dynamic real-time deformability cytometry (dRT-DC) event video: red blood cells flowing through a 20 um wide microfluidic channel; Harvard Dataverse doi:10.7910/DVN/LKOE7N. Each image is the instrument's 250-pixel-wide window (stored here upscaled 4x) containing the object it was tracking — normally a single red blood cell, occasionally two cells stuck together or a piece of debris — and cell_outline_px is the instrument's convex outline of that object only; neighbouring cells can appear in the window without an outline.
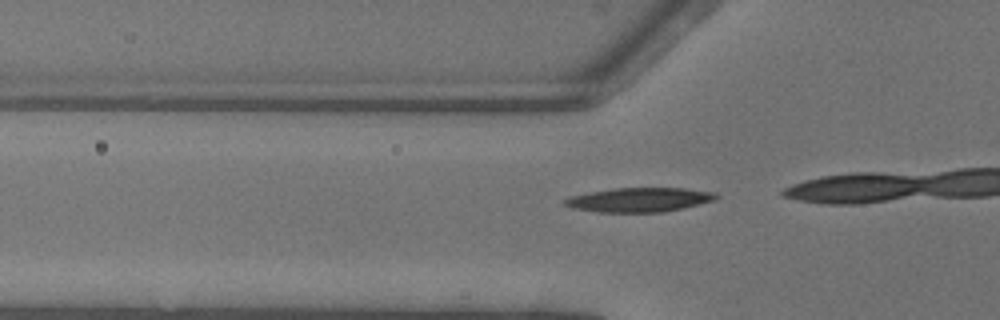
{"species": "common noctule bat (a hibernating species)", "species_latin": "Nyctalus noctula", "temperature_condition": "warm", "stored_images_in_passage": 17, "camera_frame_rate_fps": 3000, "um_per_image_px": 0.085, "animal": {"sex": "female"}, "frame": {"image": 1, "passage_image": 14, "time_ms": 4.333, "image_size_px": [1000, 320], "cell_outline_px": [[720, 196], [716, 200], [684, 208], [664, 212], [596, 212], [572, 208], [564, 204], [564, 200], [572, 196], [612, 188], [684, 188], [716, 192]], "centroid_in_image_um": [54.41, 16.98], "position_along_channel_um": 71.4, "area_um2": 21.44}}